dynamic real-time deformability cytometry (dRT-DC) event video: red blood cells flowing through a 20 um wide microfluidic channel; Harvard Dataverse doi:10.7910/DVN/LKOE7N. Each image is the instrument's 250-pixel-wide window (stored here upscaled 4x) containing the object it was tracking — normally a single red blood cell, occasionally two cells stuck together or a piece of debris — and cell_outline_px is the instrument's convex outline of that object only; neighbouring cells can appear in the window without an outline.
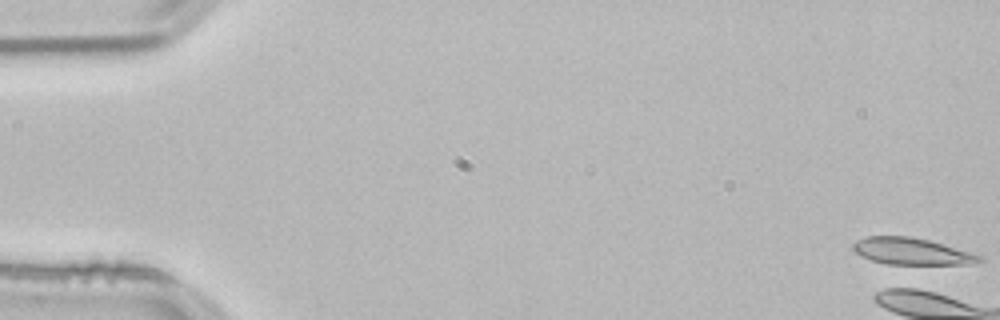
{"species": "common noctule bat (a hibernating species)", "species_latin": "Nyctalus noctula", "temperature_condition": "room temperature", "stored_images_in_passage": 3, "camera_frame_rate_fps": 3000, "um_per_image_px": 0.085, "animal": {"sex": "male", "body_mass_g": 21.5, "forearm_length_mm": 52.0}, "frame": {"image": 1, "passage_image": 1, "time_ms": 0.0, "image_size_px": [1000, 320], "cell_outline_px": [[984, 260], [976, 264], [888, 264], [872, 260], [860, 256], [852, 248], [852, 244], [856, 240], [868, 236], [912, 236], [928, 240], [972, 252], [984, 256]], "centroid_in_image_um": [77.53, 21.36], "position_along_channel_um": 7.5, "area_um2": 19.83}}